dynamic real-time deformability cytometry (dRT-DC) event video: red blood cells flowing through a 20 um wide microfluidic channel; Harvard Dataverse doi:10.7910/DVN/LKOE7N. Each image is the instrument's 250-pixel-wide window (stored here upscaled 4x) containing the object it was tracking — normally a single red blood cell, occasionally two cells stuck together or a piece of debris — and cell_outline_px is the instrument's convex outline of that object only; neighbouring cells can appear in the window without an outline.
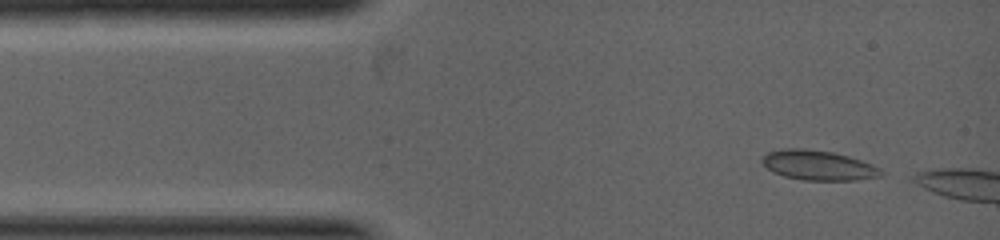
{"species": "common noctule bat (a hibernating species)", "species_latin": "Nyctalus noctula", "temperature_condition": "warm", "stored_images_in_passage": 21, "camera_frame_rate_fps": 5000, "um_per_image_px": 0.085, "animal": {"sex": "female", "body_mass_g": 19.0, "forearm_length_mm": 53.3}, "frame": {"image": 1, "passage_image": 1, "time_ms": 0.0, "image_size_px": [1000, 240], "cell_outline_px": [[884, 176], [856, 180], [800, 180], [784, 176], [772, 172], [760, 160], [768, 152], [784, 148], [804, 148], [832, 152], [848, 156], [872, 164], [880, 168], [884, 172]], "centroid_in_image_um": [69.57, 14.05], "position_along_channel_um": 15.4, "area_um2": 20.75}}
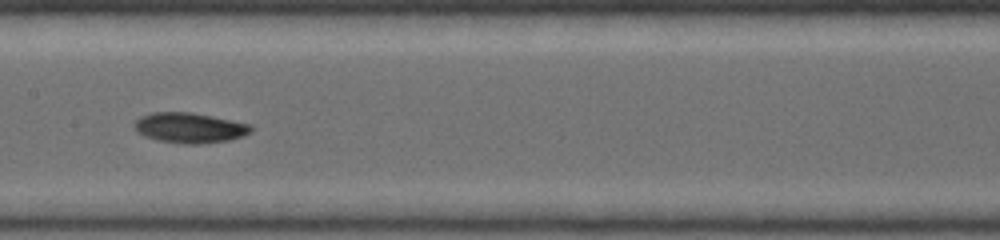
{"frame": {"image": 2, "passage_image": 14, "time_ms": 3.8, "image_size_px": [1000, 240], "cell_outline_px": [[252, 132], [244, 136], [228, 140], [200, 144], [184, 144], [160, 140], [144, 136], [136, 132], [132, 124], [140, 116], [152, 112], [192, 112], [252, 124]], "centroid_in_image_um": [16.11, 10.86], "position_along_channel_um": 191.3, "area_um2": 20.75}}
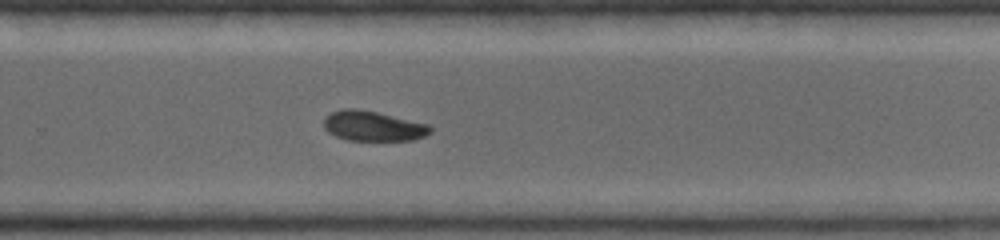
{"frame": {"image": 3, "passage_image": 21, "time_ms": 5.2, "image_size_px": [1000, 240], "cell_outline_px": [[432, 132], [416, 140], [348, 140], [336, 136], [328, 132], [324, 128], [324, 120], [332, 112], [344, 108], [356, 108], [376, 112], [428, 124], [432, 128]], "centroid_in_image_um": [31.72, 10.72], "position_along_channel_um": 298.1, "area_um2": 18.5}}